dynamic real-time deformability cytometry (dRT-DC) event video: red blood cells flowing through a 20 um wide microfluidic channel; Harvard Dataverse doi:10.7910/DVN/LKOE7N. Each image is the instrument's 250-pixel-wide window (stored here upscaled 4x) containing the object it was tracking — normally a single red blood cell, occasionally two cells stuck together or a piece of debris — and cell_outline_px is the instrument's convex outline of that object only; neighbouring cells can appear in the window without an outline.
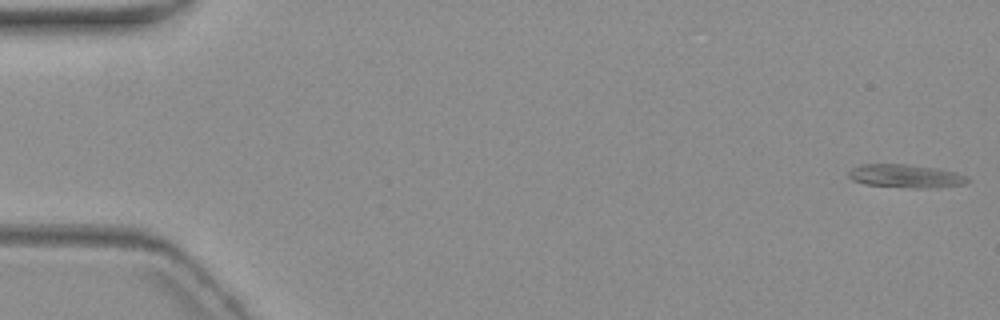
{"species": "common noctule bat (a hibernating species)", "species_latin": "Nyctalus noctula", "temperature_condition": "warm", "stored_images_in_passage": 5, "camera_frame_rate_fps": 3000, "um_per_image_px": 0.085, "animal": {"sex": "female", "body_mass_g": 19.3, "forearm_length_mm": 54.1}, "frame": {"image": 1, "passage_image": 1, "time_ms": 0.0, "image_size_px": [1000, 320], "cell_outline_px": [[972, 180], [964, 184], [936, 188], [912, 188], [864, 184], [852, 180], [848, 176], [848, 172], [852, 168], [860, 164], [908, 164], [936, 168], [956, 172], [968, 176]], "centroid_in_image_um": [77.02, 14.97], "position_along_channel_um": 8.0, "area_um2": 16.42}}
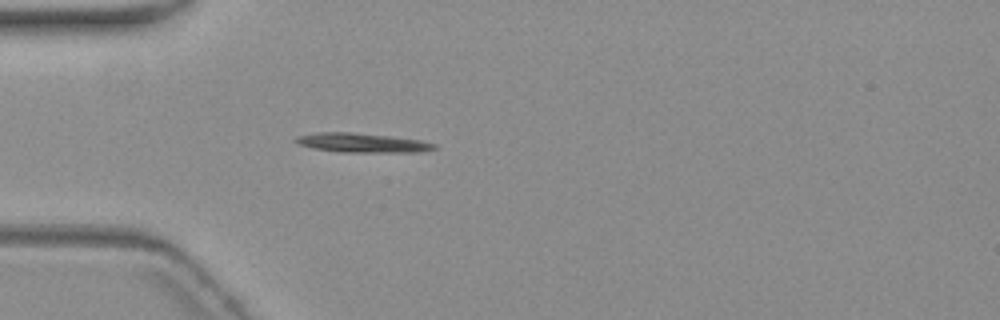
{"frame": {"image": 2, "passage_image": 5, "time_ms": 5.333, "image_size_px": [1000, 320], "cell_outline_px": [[436, 148], [420, 152], [340, 152], [312, 148], [296, 144], [292, 140], [296, 136], [320, 132], [352, 132], [388, 136], [420, 140], [436, 144]], "centroid_in_image_um": [30.71, 12.14], "position_along_channel_um": 54.3, "area_um2": 15.61}}